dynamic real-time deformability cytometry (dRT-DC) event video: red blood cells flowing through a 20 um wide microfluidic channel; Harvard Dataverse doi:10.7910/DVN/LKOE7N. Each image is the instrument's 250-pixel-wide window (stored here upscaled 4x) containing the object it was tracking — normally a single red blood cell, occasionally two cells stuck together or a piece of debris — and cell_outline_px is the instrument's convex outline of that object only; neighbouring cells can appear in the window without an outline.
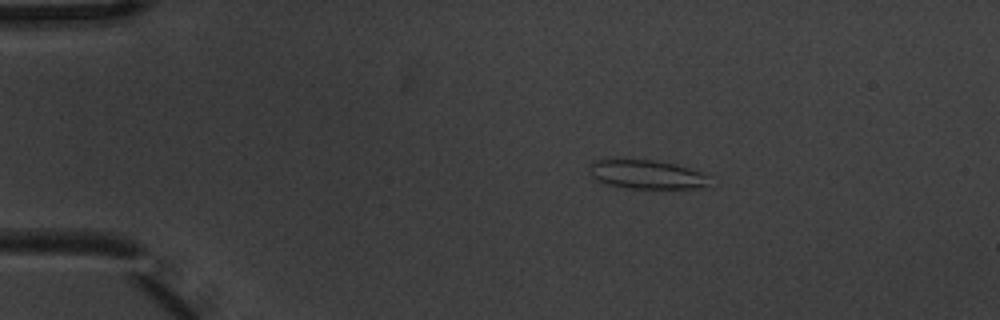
{"species": "common noctule bat (a hibernating species)", "species_latin": "Nyctalus noctula", "temperature_condition": "warm", "stored_images_in_passage": 5, "camera_frame_rate_fps": 3000, "um_per_image_px": 0.085, "animal": {"sex": "male", "body_mass_g": 20.1, "forearm_length_mm": 53.5}, "frame": {"image": 1, "passage_image": 2, "time_ms": 0.333, "image_size_px": [1000, 320], "cell_outline_px": [[712, 176], [704, 188], [628, 188], [608, 184], [596, 180], [592, 176], [592, 160], [656, 160], [676, 164]], "centroid_in_image_um": [55.04, 14.83], "position_along_channel_um": 30.0, "area_um2": 19.94}}
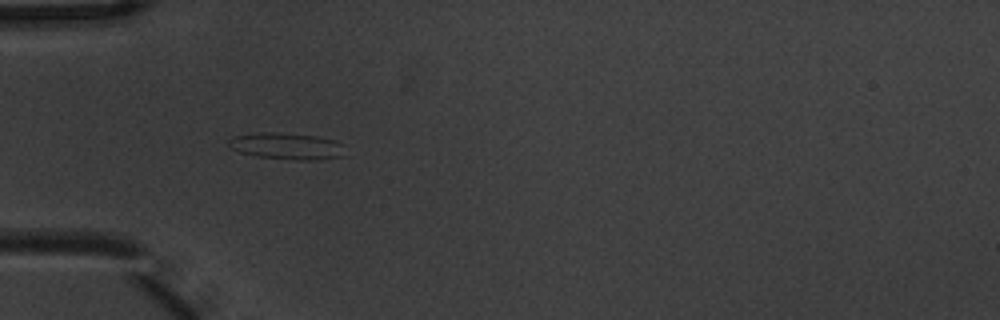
{"frame": {"image": 2, "passage_image": 4, "time_ms": 1.0, "image_size_px": [1000, 320], "cell_outline_px": [[344, 156], [316, 160], [300, 160], [256, 156], [240, 152], [232, 148], [228, 144], [228, 140], [232, 136], [260, 132], [276, 132], [316, 136], [336, 140], [344, 144]], "centroid_in_image_um": [24.4, 12.41], "position_along_channel_um": 60.6, "area_um2": 18.15}}
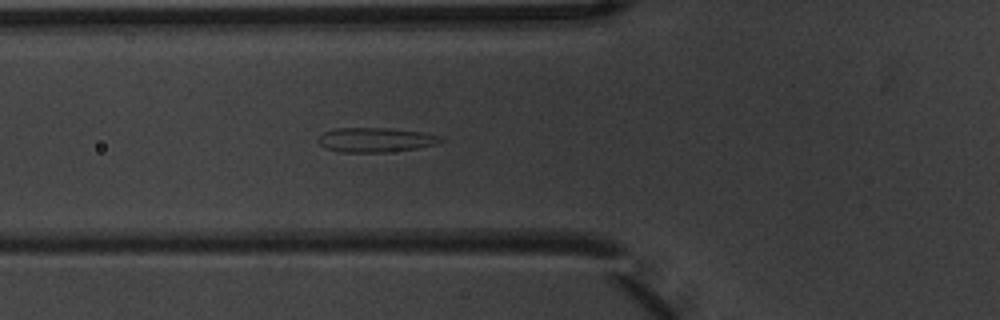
{"frame": {"image": 3, "passage_image": 5, "time_ms": 1.333, "image_size_px": [1000, 320], "cell_outline_px": [[444, 140], [436, 144], [416, 148], [388, 152], [340, 152], [324, 148], [316, 140], [324, 132], [336, 128], [388, 128], [424, 132], [440, 136]], "centroid_in_image_um": [31.91, 11.89], "position_along_channel_um": 93.9, "area_um2": 17.51}}